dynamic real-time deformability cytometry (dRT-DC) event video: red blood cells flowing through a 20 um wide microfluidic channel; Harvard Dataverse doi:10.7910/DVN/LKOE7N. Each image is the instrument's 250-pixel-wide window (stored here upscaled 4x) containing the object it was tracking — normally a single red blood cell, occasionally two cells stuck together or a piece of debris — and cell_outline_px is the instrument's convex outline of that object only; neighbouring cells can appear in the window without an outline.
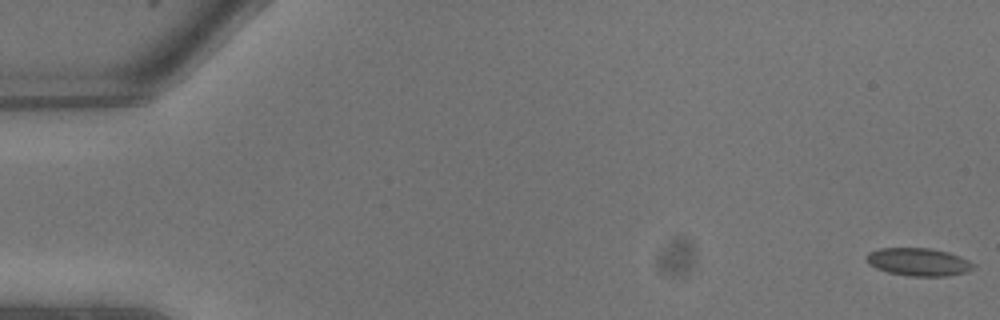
{"species": "common noctule bat (a hibernating species)", "species_latin": "Nyctalus noctula", "temperature_condition": "warm", "stored_images_in_passage": 9, "camera_frame_rate_fps": 3000, "um_per_image_px": 0.085, "animal": {"sex": "male", "body_mass_g": 13.3}, "frame": {"image": 1, "passage_image": 1, "time_ms": 0.0, "image_size_px": [1000, 320], "cell_outline_px": [[976, 268], [968, 272], [948, 276], [908, 276], [888, 272], [876, 268], [868, 264], [864, 260], [864, 256], [868, 252], [880, 248], [932, 248], [948, 252], [960, 256], [976, 264]], "centroid_in_image_um": [78.07, 22.26], "position_along_channel_um": 6.9, "area_um2": 17.74}}
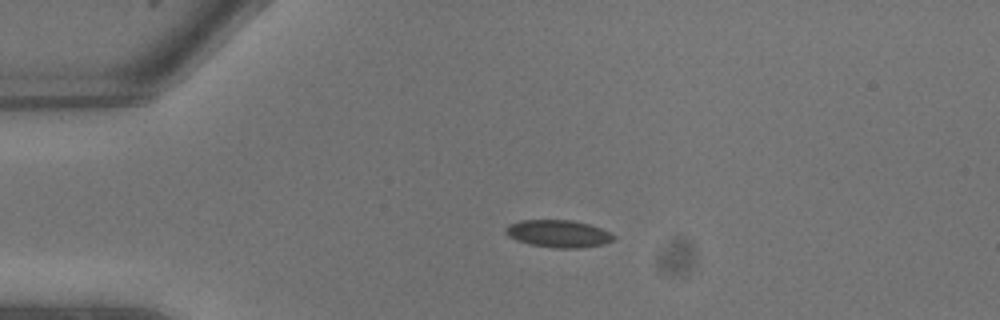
{"frame": {"image": 2, "passage_image": 6, "time_ms": 1.667, "image_size_px": [1000, 320], "cell_outline_px": [[616, 240], [604, 244], [580, 248], [556, 248], [528, 244], [516, 240], [508, 236], [504, 232], [504, 228], [508, 224], [520, 220], [572, 220], [588, 224], [600, 228], [616, 236]], "centroid_in_image_um": [47.44, 19.86], "position_along_channel_um": 37.6, "area_um2": 17.4}}
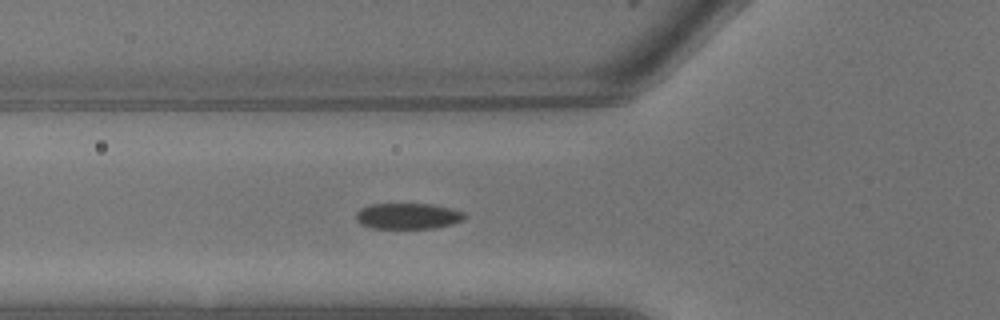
{"frame": {"image": 3, "passage_image": 9, "time_ms": 2.667, "image_size_px": [1000, 320], "cell_outline_px": [[468, 216], [452, 224], [432, 228], [372, 228], [360, 224], [356, 220], [356, 212], [360, 208], [368, 204], [432, 204], [452, 208], [464, 212]], "centroid_in_image_um": [34.65, 18.35], "position_along_channel_um": 91.2, "area_um2": 16.47}}